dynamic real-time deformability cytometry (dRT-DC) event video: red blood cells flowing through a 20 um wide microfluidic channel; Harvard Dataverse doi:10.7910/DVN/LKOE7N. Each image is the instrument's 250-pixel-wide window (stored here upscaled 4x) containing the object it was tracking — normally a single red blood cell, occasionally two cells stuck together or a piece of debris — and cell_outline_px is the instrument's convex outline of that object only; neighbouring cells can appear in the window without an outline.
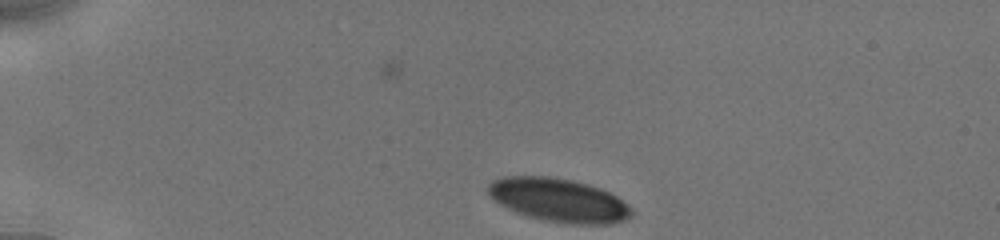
{"species": "human", "species_latin": "Homo sapiens", "temperature_condition": "cold", "stored_images_in_passage": 34, "camera_frame_rate_fps": 3000, "um_per_image_px": 0.085, "donor": {"sex": "male"}, "frame": {"image": 1, "passage_image": 1, "time_ms": 0.0, "image_size_px": [1000, 240], "cell_outline_px": [[632, 216], [624, 220], [608, 224], [572, 224], [544, 220], [528, 216], [516, 212], [500, 204], [488, 192], [488, 184], [492, 180], [504, 176], [548, 176], [572, 180], [588, 184], [600, 188], [616, 196], [628, 204], [632, 212]], "centroid_in_image_um": [47.5, 17.0], "position_along_channel_um": 37.5, "area_um2": 36.18}}
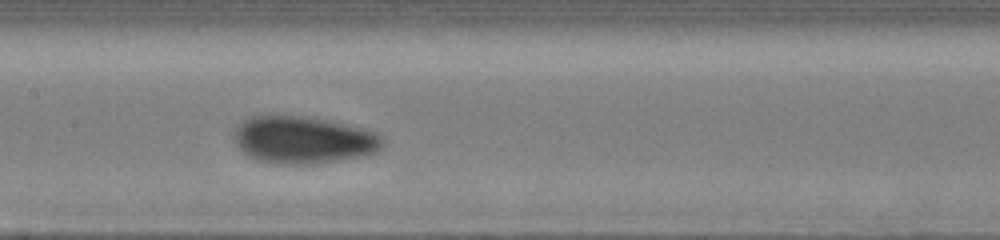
{"frame": {"image": 2, "passage_image": 13, "time_ms": 5.333, "image_size_px": [1000, 240], "cell_outline_px": [[384, 144], [376, 152], [360, 156], [312, 164], [276, 164], [256, 160], [248, 156], [236, 144], [232, 136], [236, 124], [248, 116], [276, 112], [308, 116], [332, 120], [364, 128], [376, 132], [384, 140]], "centroid_in_image_um": [25.7, 11.83], "position_along_channel_um": 181.7, "area_um2": 42.25}}
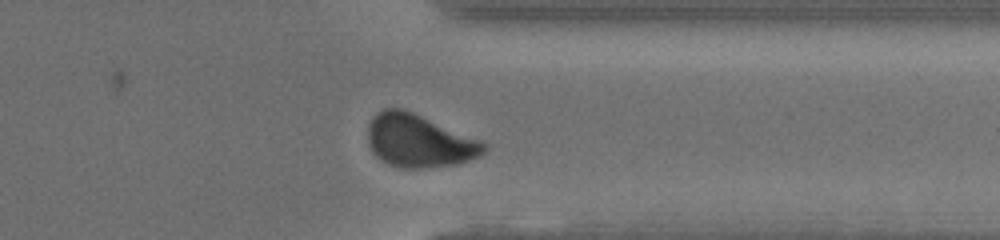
{"frame": {"image": 3, "passage_image": 29, "time_ms": 10.333, "image_size_px": [1000, 240], "cell_outline_px": [[488, 148], [480, 156], [456, 164], [424, 168], [400, 168], [388, 164], [380, 160], [372, 152], [368, 144], [368, 128], [372, 116], [384, 108], [400, 108], [412, 112], [480, 140], [488, 144]], "centroid_in_image_um": [35.6, 11.99], "position_along_channel_um": 375.8, "area_um2": 35.72}, "authors_computed_cell_mechanics": {"area_um2": 38.7838, "velocity_mm_per_s": 3.885, "shape_relaxation_time_tau1_ms": 2.0734, "shape_relaxation_time_tau2_ms": null, "deformation_change_tau1": 0.0885, "deformation_change_tau2": null}}